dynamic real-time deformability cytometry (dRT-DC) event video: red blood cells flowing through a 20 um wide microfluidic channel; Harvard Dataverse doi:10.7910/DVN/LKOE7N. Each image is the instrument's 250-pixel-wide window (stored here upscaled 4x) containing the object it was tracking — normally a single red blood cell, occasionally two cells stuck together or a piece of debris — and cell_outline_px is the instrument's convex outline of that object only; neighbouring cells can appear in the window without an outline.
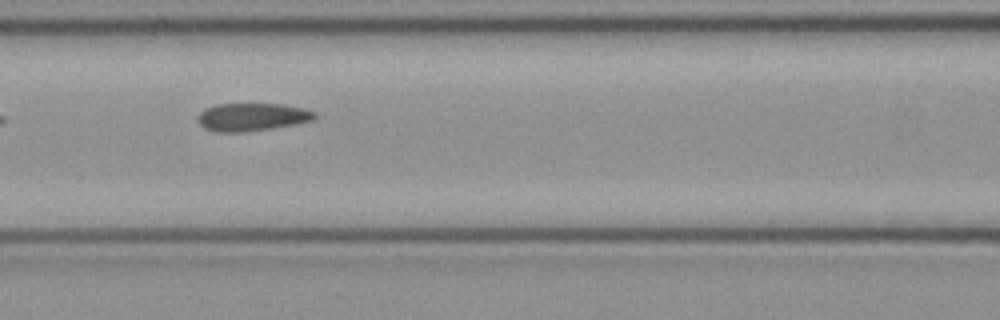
{"species": "common noctule bat (a hibernating species)", "species_latin": "Nyctalus noctula", "temperature_condition": "cold", "stored_images_in_passage": 8, "camera_frame_rate_fps": 3000, "um_per_image_px": 0.085, "animal": {"sex": "female", "body_mass_g": 21.9}, "frame": {"image": 1, "passage_image": 5, "time_ms": 1.333, "image_size_px": [1000, 320], "cell_outline_px": [[316, 116], [312, 120], [296, 124], [272, 128], [240, 132], [216, 132], [204, 128], [196, 120], [196, 116], [204, 108], [216, 104], [284, 104], [304, 108], [316, 112]], "centroid_in_image_um": [21.39, 9.94], "position_along_channel_um": 145.2, "area_um2": 19.13}}
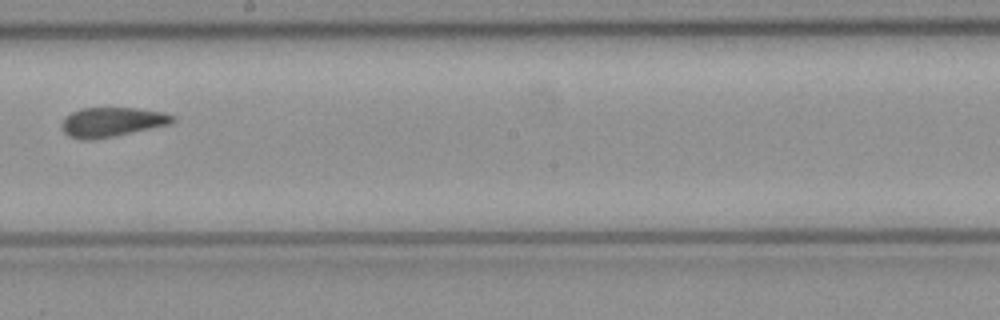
{"frame": {"image": 2, "passage_image": 7, "time_ms": 2.0, "image_size_px": [1000, 320], "cell_outline_px": [[176, 120], [168, 124], [112, 136], [68, 136], [64, 132], [60, 124], [64, 116], [80, 108], [140, 108], [164, 112], [176, 116]], "centroid_in_image_um": [9.55, 10.3], "position_along_channel_um": 238.6, "area_um2": 18.26}}
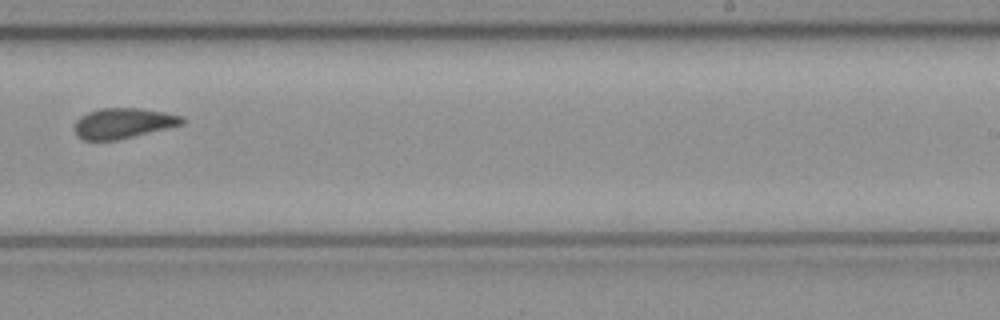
{"frame": {"image": 3, "passage_image": 8, "time_ms": 2.333, "image_size_px": [1000, 320], "cell_outline_px": [[184, 124], [116, 140], [84, 140], [76, 136], [76, 120], [80, 116], [88, 112], [100, 108], [140, 108], [164, 112], [184, 116]], "centroid_in_image_um": [10.48, 10.46], "position_along_channel_um": 278.5, "area_um2": 18.9}}